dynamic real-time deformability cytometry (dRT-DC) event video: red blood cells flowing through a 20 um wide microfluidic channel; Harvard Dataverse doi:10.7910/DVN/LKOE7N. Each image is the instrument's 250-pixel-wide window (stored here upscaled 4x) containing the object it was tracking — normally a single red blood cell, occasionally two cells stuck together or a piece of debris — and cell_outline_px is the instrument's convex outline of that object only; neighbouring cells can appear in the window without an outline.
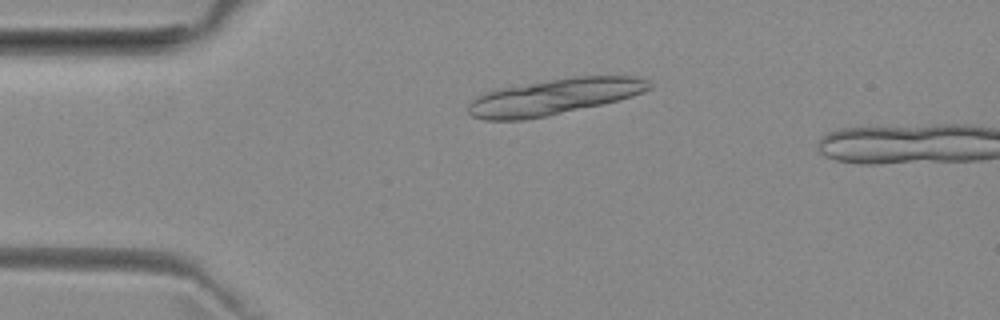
{"species": "common noctule bat (a hibernating species)", "species_latin": "Nyctalus noctula", "temperature_condition": "room temperature", "stored_images_in_passage": 12, "camera_frame_rate_fps": 3000, "um_per_image_px": 0.085, "animal": {"sex": "female", "body_mass_g": 29.2, "forearm_length_mm": 56.3}, "frame": {"image": 1, "passage_image": 6, "time_ms": 1.667, "image_size_px": [1000, 320], "cell_outline_px": [[652, 88], [644, 92], [620, 100], [544, 116], [524, 120], [484, 120], [472, 116], [468, 112], [468, 104], [476, 96], [500, 88], [576, 76], [640, 76], [652, 84]], "centroid_in_image_um": [47.12, 8.22], "position_along_channel_um": 37.9, "area_um2": 37.57}}